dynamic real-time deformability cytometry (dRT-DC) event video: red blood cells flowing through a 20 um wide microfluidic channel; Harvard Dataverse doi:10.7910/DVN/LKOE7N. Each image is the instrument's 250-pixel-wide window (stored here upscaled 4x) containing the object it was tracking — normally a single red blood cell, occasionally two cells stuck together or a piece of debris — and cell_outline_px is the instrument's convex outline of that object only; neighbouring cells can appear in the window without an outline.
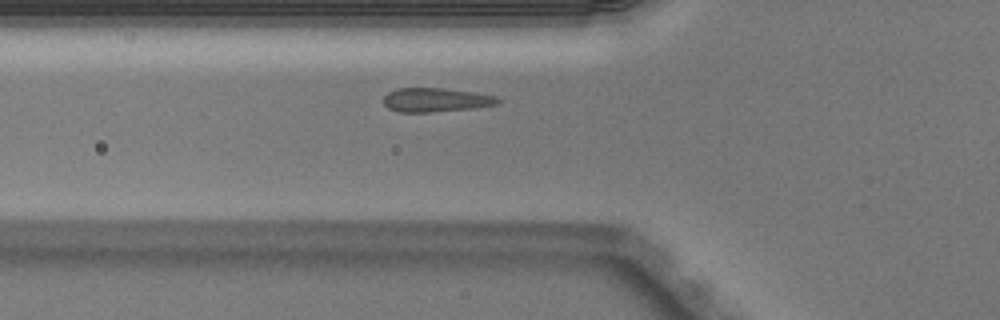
{"species": "Egyptian fruit bat (a non-hibernating species)", "species_latin": "Rousettus aegyptiacus", "temperature_condition": "warm", "stored_images_in_passage": 31, "camera_frame_rate_fps": 3000, "um_per_image_px": 0.085, "animal": {"sex": "male"}, "frame": {"image": 1, "passage_image": 3, "time_ms": 0.667, "image_size_px": [1000, 320], "cell_outline_px": [[504, 100], [496, 104], [476, 108], [432, 112], [396, 112], [388, 108], [384, 104], [384, 96], [388, 92], [396, 88], [444, 88], [476, 92], [496, 96]], "centroid_in_image_um": [37.07, 8.49], "position_along_channel_um": 88.7, "area_um2": 16.24}}
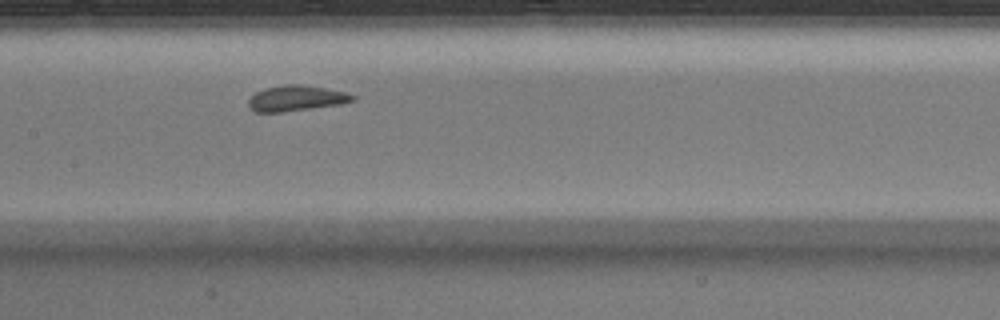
{"frame": {"image": 2, "passage_image": 10, "time_ms": 3.0, "image_size_px": [1000, 320], "cell_outline_px": [[356, 100], [340, 104], [284, 112], [256, 112], [248, 108], [248, 100], [256, 92], [264, 88], [284, 84], [300, 84], [324, 88], [344, 92], [356, 96]], "centroid_in_image_um": [25.15, 8.35], "position_along_channel_um": 182.3, "area_um2": 15.55}}
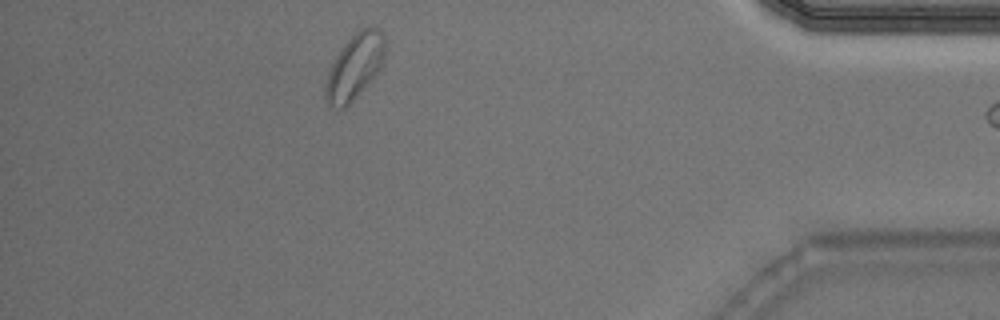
{"frame": {"image": 3, "passage_image": 30, "time_ms": 9.667, "image_size_px": [1000, 320], "cell_outline_px": [[384, 56], [380, 68], [372, 80], [344, 108], [336, 108], [328, 104], [324, 100], [324, 88], [328, 72], [340, 48], [360, 28], [368, 24], [376, 28], [384, 36]], "centroid_in_image_um": [30.13, 5.66], "position_along_channel_um": 405.1, "area_um2": 22.54}}